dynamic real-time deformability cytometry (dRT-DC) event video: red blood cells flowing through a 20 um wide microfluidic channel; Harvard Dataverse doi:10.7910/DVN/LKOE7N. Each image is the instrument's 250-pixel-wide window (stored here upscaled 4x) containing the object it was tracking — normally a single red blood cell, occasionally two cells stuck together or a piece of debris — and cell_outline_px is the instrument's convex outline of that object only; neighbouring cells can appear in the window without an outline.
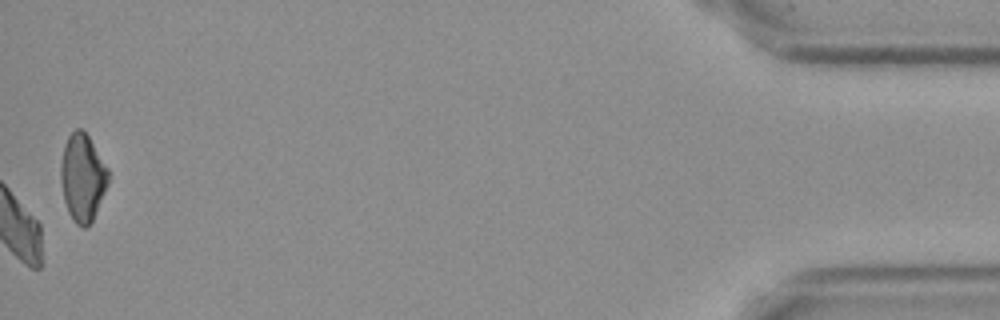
{"species": "Egyptian fruit bat (a non-hibernating species)", "species_latin": "Rousettus aegyptiacus", "temperature_condition": "cold", "stored_images_in_passage": 50, "camera_frame_rate_fps": 3000, "um_per_image_px": 0.085, "frame": {"image": 1, "passage_image": 50, "time_ms": 16.333, "image_size_px": [1000, 320], "cell_outline_px": [[108, 184], [92, 220], [84, 228], [76, 224], [72, 220], [68, 212], [64, 200], [60, 180], [60, 164], [64, 144], [68, 136], [76, 128], [80, 128], [88, 136], [108, 168]], "centroid_in_image_um": [6.99, 15.08], "position_along_channel_um": 428.2, "area_um2": 24.04}, "authors_computed_cell_mechanics": {"area_um2": 22.7732, "velocity_mm_per_s": 3.6112, "shape_relaxation_time_tau1_ms": null, "shape_relaxation_time_tau2_ms": 8.7659, "deformation_change_tau1": null, "deformation_change_tau2": 0.1631}}